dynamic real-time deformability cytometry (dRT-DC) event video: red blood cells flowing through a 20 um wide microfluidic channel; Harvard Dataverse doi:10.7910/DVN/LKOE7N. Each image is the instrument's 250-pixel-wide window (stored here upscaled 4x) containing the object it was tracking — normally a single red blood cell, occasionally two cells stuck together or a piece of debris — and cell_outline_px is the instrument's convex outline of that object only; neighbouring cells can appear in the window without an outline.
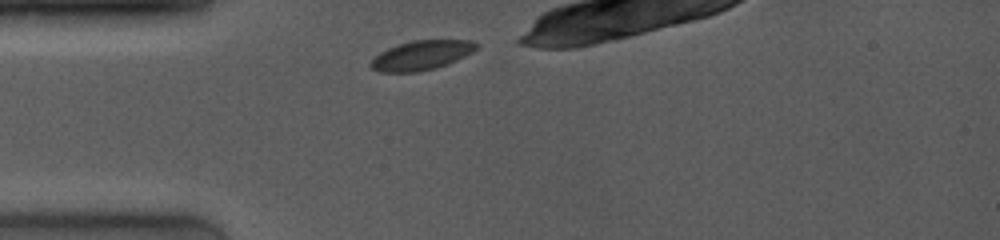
{"species": "common noctule bat (a hibernating species)", "species_latin": "Nyctalus noctula", "temperature_condition": "room temperature", "stored_images_in_passage": 8, "camera_frame_rate_fps": 4000, "um_per_image_px": 0.085, "animal": {"sex": "female", "body_mass_g": 19.0, "forearm_length_mm": 53.3}, "frame": {"image": 1, "passage_image": 1, "time_ms": 0.0, "image_size_px": [1000, 240], "cell_outline_px": [[480, 44], [472, 52], [448, 64], [436, 68], [416, 72], [380, 72], [372, 68], [368, 64], [380, 52], [396, 44], [412, 40], [476, 40]], "centroid_in_image_um": [35.83, 4.69], "position_along_channel_um": 49.2, "area_um2": 18.21}}